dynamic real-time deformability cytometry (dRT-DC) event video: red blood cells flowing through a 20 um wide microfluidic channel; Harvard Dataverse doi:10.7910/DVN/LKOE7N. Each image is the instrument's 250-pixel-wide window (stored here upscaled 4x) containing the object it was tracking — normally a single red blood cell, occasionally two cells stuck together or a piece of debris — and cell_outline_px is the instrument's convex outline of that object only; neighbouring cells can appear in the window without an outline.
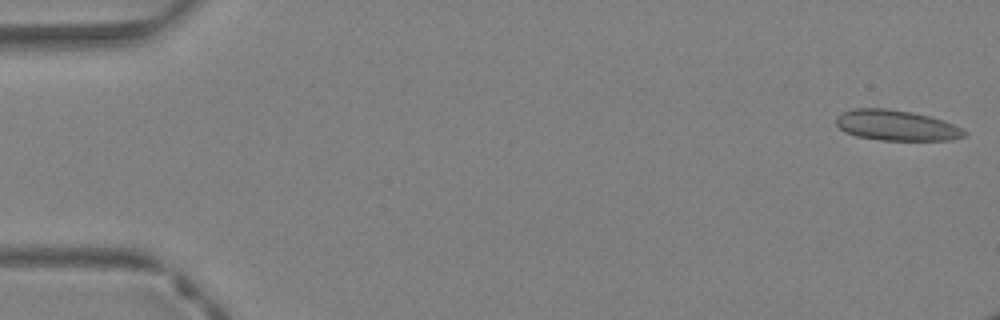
{"species": "Egyptian fruit bat (a non-hibernating species)", "species_latin": "Rousettus aegyptiacus", "temperature_condition": "warm", "stored_images_in_passage": 3, "camera_frame_rate_fps": 3000, "um_per_image_px": 0.085, "animal": {"sex": "female"}, "frame": {"image": 1, "passage_image": 1, "time_ms": 0.0, "image_size_px": [1000, 320], "cell_outline_px": [[968, 132], [964, 136], [952, 140], [880, 140], [856, 136], [844, 132], [836, 124], [836, 116], [852, 108], [888, 108], [912, 112], [928, 116], [964, 128]], "centroid_in_image_um": [76.17, 10.66], "position_along_channel_um": 8.8, "area_um2": 22.83}}